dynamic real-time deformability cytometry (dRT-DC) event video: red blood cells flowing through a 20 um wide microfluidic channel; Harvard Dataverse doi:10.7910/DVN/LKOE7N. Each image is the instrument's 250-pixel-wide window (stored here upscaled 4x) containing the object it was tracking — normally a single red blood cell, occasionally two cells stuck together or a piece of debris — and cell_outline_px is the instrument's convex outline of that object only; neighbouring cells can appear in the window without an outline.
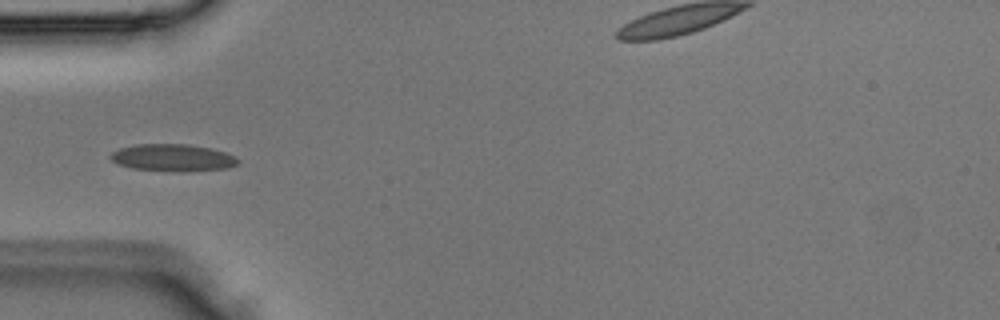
{"species": "Egyptian fruit bat (a non-hibernating species)", "species_latin": "Rousettus aegyptiacus", "temperature_condition": "room temperature", "stored_images_in_passage": 3, "camera_frame_rate_fps": 3000, "um_per_image_px": 0.085, "animal": {"sex": "male"}, "frame": {"image": 1, "passage_image": 3, "time_ms": 0.667, "image_size_px": [1000, 320], "cell_outline_px": [[240, 164], [228, 168], [180, 172], [132, 168], [116, 164], [108, 156], [112, 152], [120, 148], [136, 144], [188, 144], [208, 148], [224, 152], [240, 160]], "centroid_in_image_um": [14.66, 13.41], "position_along_channel_um": 70.3, "area_um2": 20.17}}